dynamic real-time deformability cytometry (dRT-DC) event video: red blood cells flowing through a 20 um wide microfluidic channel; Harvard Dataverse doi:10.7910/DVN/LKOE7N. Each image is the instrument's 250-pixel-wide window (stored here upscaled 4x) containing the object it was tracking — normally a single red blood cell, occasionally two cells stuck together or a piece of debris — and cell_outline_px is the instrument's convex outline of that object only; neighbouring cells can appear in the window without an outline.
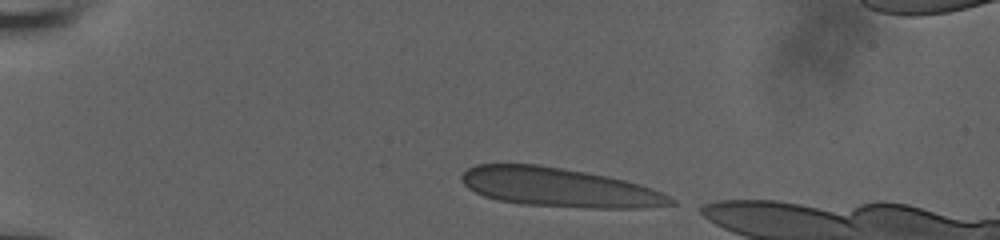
{"species": "human", "species_latin": "Homo sapiens", "temperature_condition": "room temperature", "stored_images_in_passage": 38, "camera_frame_rate_fps": 3000, "um_per_image_px": 0.085, "donor": {"sex": "male"}, "frame": {"image": 1, "passage_image": 1, "time_ms": 0.0, "image_size_px": [1000, 240], "cell_outline_px": [[676, 204], [640, 208], [592, 208], [520, 204], [496, 200], [484, 196], [468, 188], [460, 180], [460, 176], [468, 168], [476, 164], [536, 164], [564, 168], [608, 176], [640, 184], [652, 188], [676, 200]], "centroid_in_image_um": [47.51, 15.93], "position_along_channel_um": 37.5, "area_um2": 47.63}}
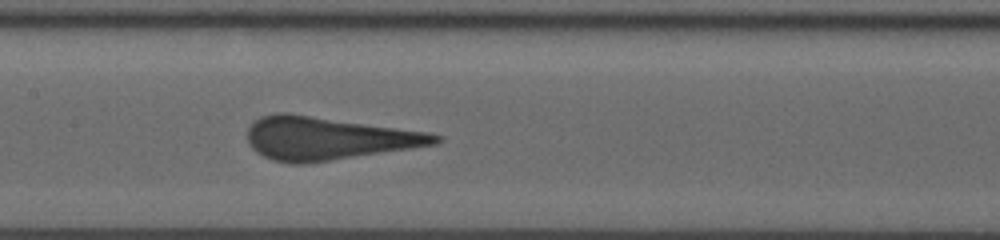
{"frame": {"image": 2, "passage_image": 17, "time_ms": 5.333, "image_size_px": [1000, 240], "cell_outline_px": [[444, 140], [436, 144], [412, 148], [304, 164], [292, 164], [272, 160], [256, 152], [252, 148], [248, 140], [248, 128], [260, 116], [276, 112], [288, 112], [428, 132], [444, 136]], "centroid_in_image_um": [27.87, 11.75], "position_along_channel_um": 179.5, "area_um2": 47.05}}
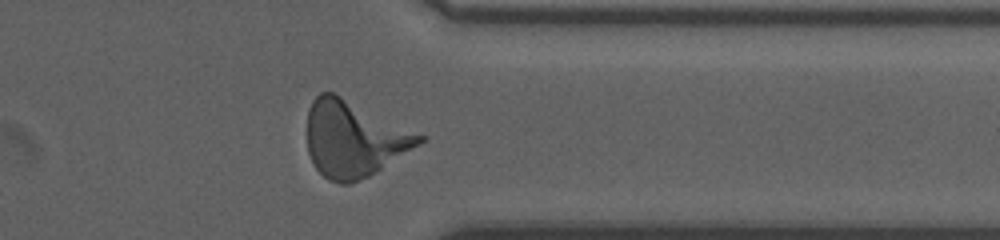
{"frame": {"image": 3, "passage_image": 33, "time_ms": 10.667, "image_size_px": [1000, 240], "cell_outline_px": [[424, 140], [420, 144], [368, 176], [348, 184], [340, 184], [328, 180], [312, 164], [308, 152], [308, 112], [312, 100], [320, 92], [332, 92], [424, 136]], "centroid_in_image_um": [30.03, 11.82], "position_along_channel_um": 381.4, "area_um2": 48.73}}